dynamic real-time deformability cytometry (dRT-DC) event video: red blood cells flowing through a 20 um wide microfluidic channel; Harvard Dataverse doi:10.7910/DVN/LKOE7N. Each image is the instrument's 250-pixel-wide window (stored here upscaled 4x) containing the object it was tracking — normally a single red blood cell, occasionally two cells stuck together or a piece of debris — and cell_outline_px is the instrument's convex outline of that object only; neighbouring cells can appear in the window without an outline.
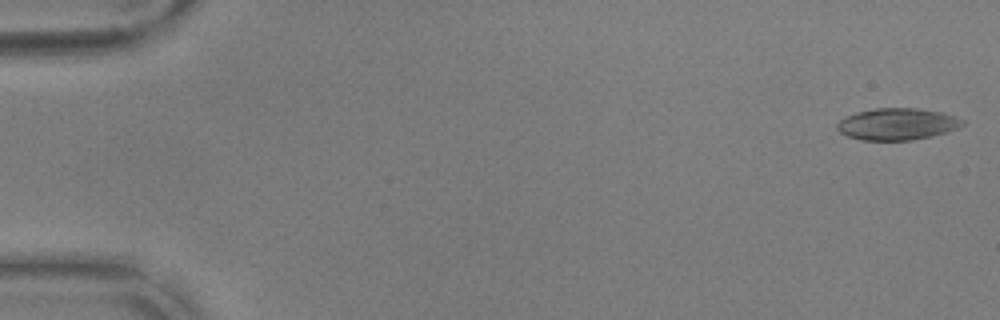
{"species": "common noctule bat (a hibernating species)", "species_latin": "Nyctalus noctula", "temperature_condition": "warm", "stored_images_in_passage": 54, "camera_frame_rate_fps": 3000, "um_per_image_px": 0.085, "animal": {"sex": "male", "body_mass_g": 17.9, "forearm_length_mm": 54.2}, "frame": {"image": 1, "passage_image": 1, "time_ms": 0.0, "image_size_px": [1000, 320], "cell_outline_px": [[964, 124], [956, 128], [932, 136], [912, 140], [860, 140], [848, 136], [840, 132], [836, 128], [836, 124], [844, 116], [856, 112], [876, 108], [916, 108], [940, 112], [956, 116], [964, 120]], "centroid_in_image_um": [76.23, 10.54], "position_along_channel_um": 8.8, "area_um2": 23.18}}
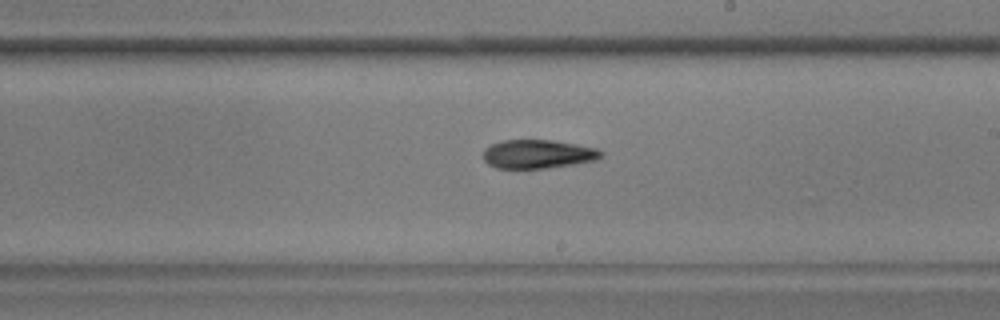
{"frame": {"image": 2, "passage_image": 32, "time_ms": 10.333, "image_size_px": [1000, 320], "cell_outline_px": [[604, 152], [596, 160], [576, 164], [544, 168], [496, 168], [488, 164], [484, 160], [484, 148], [492, 144], [504, 140], [552, 140], [576, 144], [596, 148]], "centroid_in_image_um": [45.72, 13.09], "position_along_channel_um": 243.3, "area_um2": 19.65}}
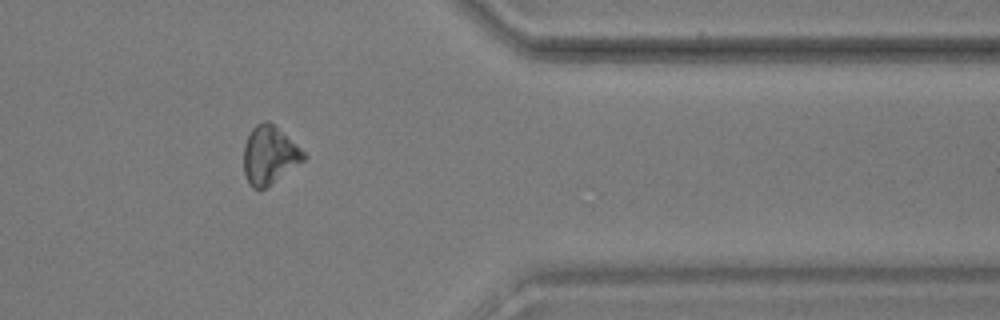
{"frame": {"image": 3, "passage_image": 45, "time_ms": 14.667, "image_size_px": [1000, 320], "cell_outline_px": [[308, 156], [304, 160], [264, 188], [252, 188], [248, 184], [244, 172], [244, 144], [252, 128], [256, 124], [264, 120], [268, 120], [300, 148]], "centroid_in_image_um": [22.87, 13.17], "position_along_channel_um": 388.5, "area_um2": 19.88}, "authors_computed_cell_mechanics": {"area_um2": 20.9525, "velocity_mm_per_s": 3.6784, "shape_relaxation_time_tau1_ms": 11.2985, "shape_relaxation_time_tau2_ms": null, "deformation_change_tau1": 0.1702, "deformation_change_tau2": null}}